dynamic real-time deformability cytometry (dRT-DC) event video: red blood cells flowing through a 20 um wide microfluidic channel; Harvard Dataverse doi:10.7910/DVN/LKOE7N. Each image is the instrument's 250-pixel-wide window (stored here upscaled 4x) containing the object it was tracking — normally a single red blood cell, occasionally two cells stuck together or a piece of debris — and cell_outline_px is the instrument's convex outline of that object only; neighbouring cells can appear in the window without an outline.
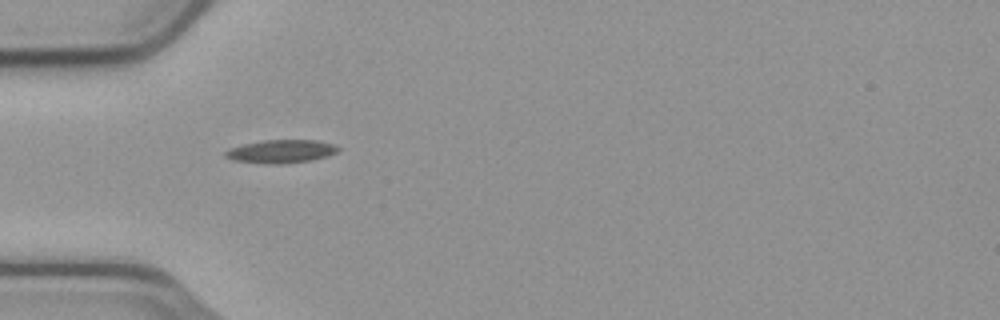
{"species": "common noctule bat (a hibernating species)", "species_latin": "Nyctalus noctula", "temperature_condition": "cold", "stored_images_in_passage": 39, "camera_frame_rate_fps": 3000, "um_per_image_px": 0.085, "animal": {"sex": "male", "body_mass_g": 23.1, "forearm_length_mm": 52.7}, "frame": {"image": 1, "passage_image": 1, "time_ms": 0.0, "image_size_px": [1000, 320], "cell_outline_px": [[340, 148], [336, 152], [328, 156], [312, 160], [284, 164], [264, 164], [232, 160], [224, 156], [224, 152], [228, 148], [244, 144], [264, 140], [316, 140], [336, 144]], "centroid_in_image_um": [23.88, 12.87], "position_along_channel_um": 61.1, "area_um2": 15.49}}
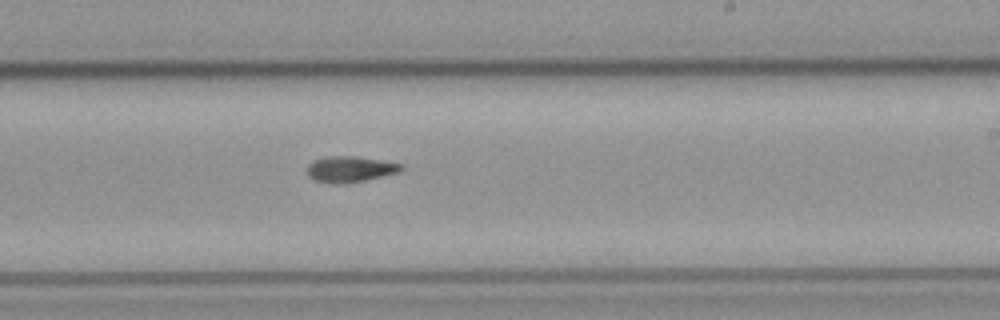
{"frame": {"image": 2, "passage_image": 17, "time_ms": 5.333, "image_size_px": [1000, 320], "cell_outline_px": [[404, 168], [400, 172], [384, 176], [364, 180], [336, 184], [332, 184], [316, 180], [308, 176], [308, 164], [312, 160], [324, 156], [356, 156], [384, 160], [404, 164]], "centroid_in_image_um": [29.79, 14.36], "position_along_channel_um": 259.2, "area_um2": 14.39}}
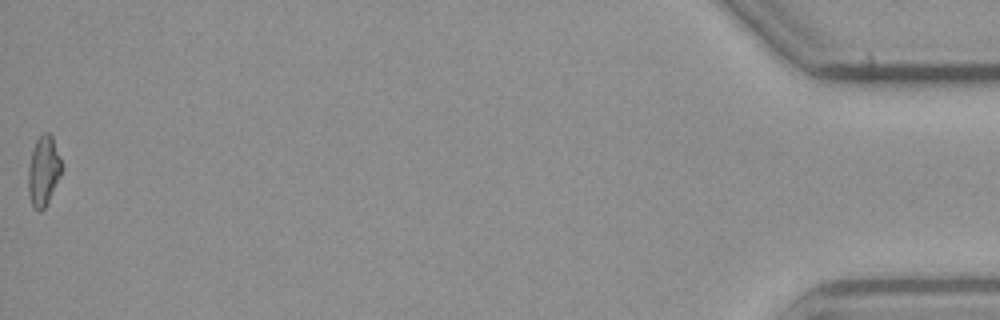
{"frame": {"image": 3, "passage_image": 39, "time_ms": 12.667, "image_size_px": [1000, 320], "cell_outline_px": [[64, 168], [44, 208], [40, 212], [36, 212], [32, 208], [28, 192], [28, 168], [32, 152], [36, 140], [44, 132], [48, 132], [52, 136], [64, 164]], "centroid_in_image_um": [3.71, 14.54], "position_along_channel_um": 431.5, "area_um2": 13.81}, "authors_computed_cell_mechanics": {"area_um2": 13.8142, "velocity_mm_per_s": 3.7528, "shape_relaxation_time_tau1_ms": null, "shape_relaxation_time_tau2_ms": 7.552, "deformation_change_tau1": null, "deformation_change_tau2": 0.1607}}